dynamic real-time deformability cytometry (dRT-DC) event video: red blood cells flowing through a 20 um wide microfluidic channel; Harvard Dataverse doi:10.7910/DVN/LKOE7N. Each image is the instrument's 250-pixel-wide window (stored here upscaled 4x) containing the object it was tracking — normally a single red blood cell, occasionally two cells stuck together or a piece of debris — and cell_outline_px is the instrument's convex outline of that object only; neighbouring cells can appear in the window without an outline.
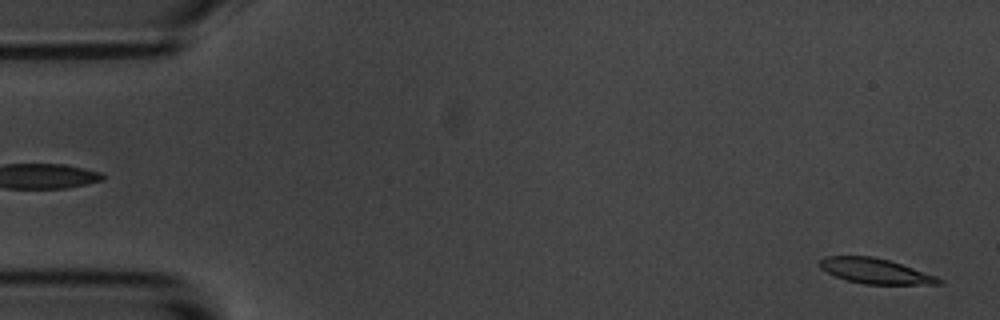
{"species": "common noctule bat (a hibernating species)", "species_latin": "Nyctalus noctula", "temperature_condition": "room temperature", "stored_images_in_passage": 4, "camera_frame_rate_fps": 3000, "um_per_image_px": 0.085, "animal": {"sex": "male", "body_mass_g": 20.1, "forearm_length_mm": 53.5}, "frame": {"image": 1, "passage_image": 4, "time_ms": 4.333, "image_size_px": [1000, 320], "cell_outline_px": [[944, 284], [864, 284], [848, 280], [836, 276], [820, 268], [820, 260], [824, 256], [872, 256], [888, 260], [936, 276], [944, 280]], "centroid_in_image_um": [74.41, 23.04], "position_along_channel_um": 10.6, "area_um2": 17.22}}